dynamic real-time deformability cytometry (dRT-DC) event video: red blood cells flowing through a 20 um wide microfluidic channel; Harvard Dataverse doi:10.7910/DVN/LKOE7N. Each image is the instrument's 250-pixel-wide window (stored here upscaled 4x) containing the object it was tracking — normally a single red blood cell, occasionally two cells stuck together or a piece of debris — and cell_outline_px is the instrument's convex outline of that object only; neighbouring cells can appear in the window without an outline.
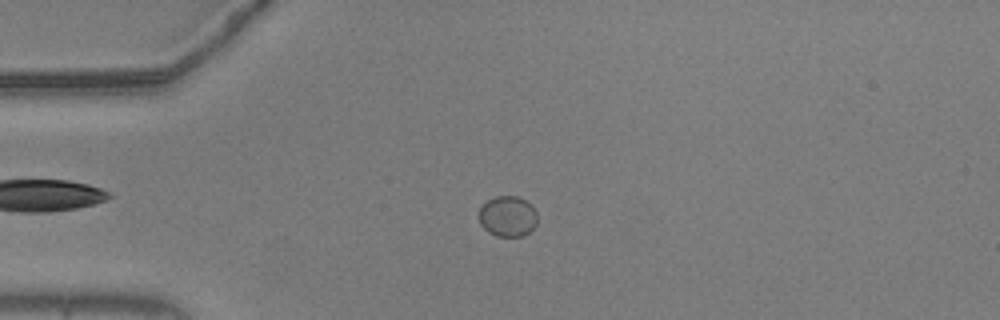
{"species": "common noctule bat (a hibernating species)", "species_latin": "Nyctalus noctula", "temperature_condition": "warm", "stored_images_in_passage": 57, "camera_frame_rate_fps": 3000, "um_per_image_px": 0.085, "animal": {"sex": "male", "body_mass_g": 20.5, "forearm_length_mm": 52.5}, "frame": {"image": 1, "passage_image": 15, "time_ms": 4.667, "image_size_px": [1000, 320], "cell_outline_px": [[536, 224], [524, 236], [496, 236], [488, 232], [480, 224], [480, 208], [488, 200], [496, 196], [516, 196], [532, 204], [536, 212]], "centroid_in_image_um": [43.16, 18.39], "position_along_channel_um": 41.8, "area_um2": 13.7}}
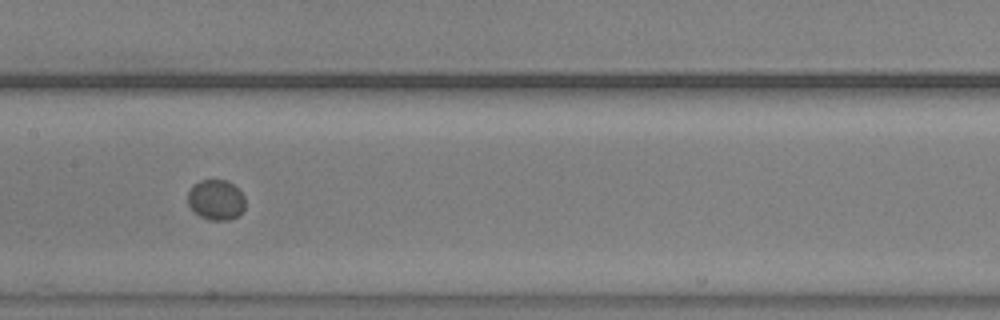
{"frame": {"image": 2, "passage_image": 29, "time_ms": 9.333, "image_size_px": [1000, 320], "cell_outline_px": [[244, 208], [236, 216], [228, 220], [212, 220], [200, 216], [188, 204], [188, 192], [200, 180], [228, 180], [244, 196]], "centroid_in_image_um": [18.36, 16.98], "position_along_channel_um": 189.0, "area_um2": 13.12}}
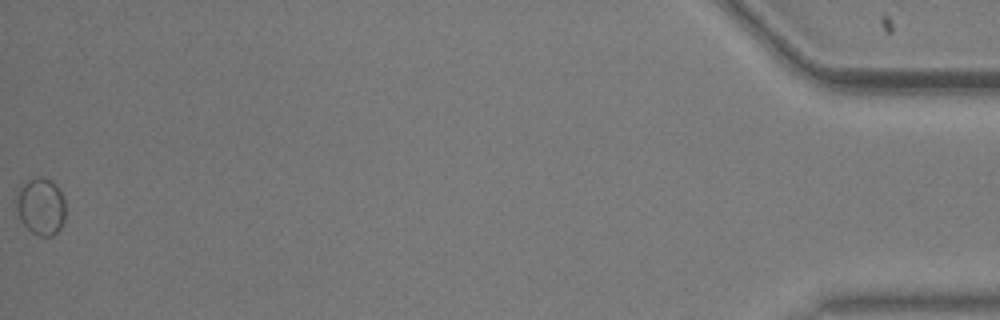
{"frame": {"image": 3, "passage_image": 57, "time_ms": 18.667, "image_size_px": [1000, 320], "cell_outline_px": [[64, 220], [60, 228], [52, 236], [40, 236], [32, 232], [20, 220], [16, 208], [16, 192], [20, 184], [36, 176], [40, 176], [52, 180], [60, 188], [64, 200]], "centroid_in_image_um": [3.45, 17.5], "position_along_channel_um": 431.7, "area_um2": 16.65}}